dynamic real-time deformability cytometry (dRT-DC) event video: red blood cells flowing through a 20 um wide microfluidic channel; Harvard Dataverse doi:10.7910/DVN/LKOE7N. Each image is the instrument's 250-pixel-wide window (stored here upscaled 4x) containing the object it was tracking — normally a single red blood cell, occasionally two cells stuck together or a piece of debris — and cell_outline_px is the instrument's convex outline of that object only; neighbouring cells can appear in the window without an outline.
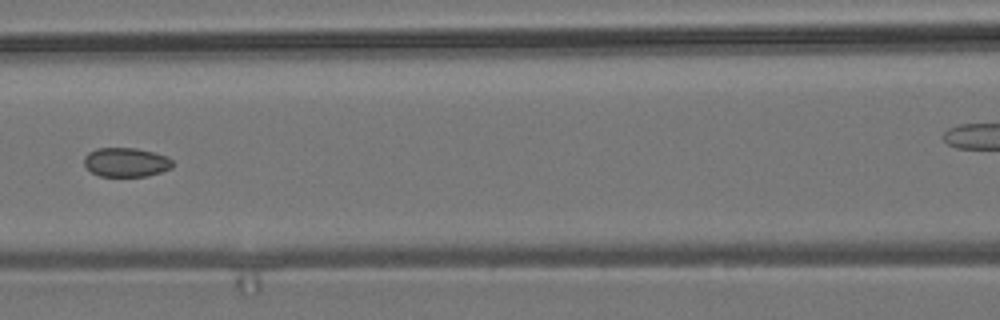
{"species": "common noctule bat (a hibernating species)", "species_latin": "Nyctalus noctula", "temperature_condition": "room temperature", "stored_images_in_passage": 8, "camera_frame_rate_fps": 3000, "um_per_image_px": 0.085, "animal": {"sex": "male", "body_mass_g": 19.2, "forearm_length_mm": 51.8}, "frame": {"image": 1, "passage_image": 6, "time_ms": 6.667, "image_size_px": [1000, 320], "cell_outline_px": [[172, 168], [148, 176], [100, 176], [92, 172], [84, 164], [84, 156], [88, 152], [96, 148], [136, 148], [168, 156], [172, 160]], "centroid_in_image_um": [10.71, 13.78], "position_along_channel_um": 155.9, "area_um2": 15.03}}
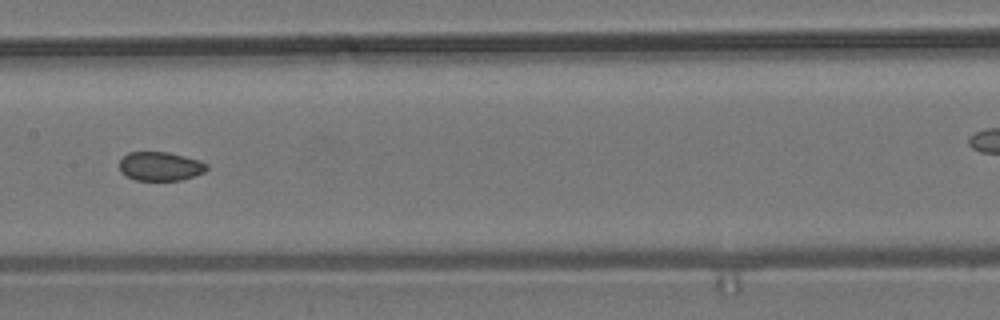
{"frame": {"image": 2, "passage_image": 7, "time_ms": 7.667, "image_size_px": [1000, 320], "cell_outline_px": [[208, 168], [204, 172], [180, 180], [132, 180], [120, 172], [120, 160], [128, 152], [168, 152], [200, 160], [208, 164]], "centroid_in_image_um": [13.61, 14.13], "position_along_channel_um": 193.8, "area_um2": 14.74}}